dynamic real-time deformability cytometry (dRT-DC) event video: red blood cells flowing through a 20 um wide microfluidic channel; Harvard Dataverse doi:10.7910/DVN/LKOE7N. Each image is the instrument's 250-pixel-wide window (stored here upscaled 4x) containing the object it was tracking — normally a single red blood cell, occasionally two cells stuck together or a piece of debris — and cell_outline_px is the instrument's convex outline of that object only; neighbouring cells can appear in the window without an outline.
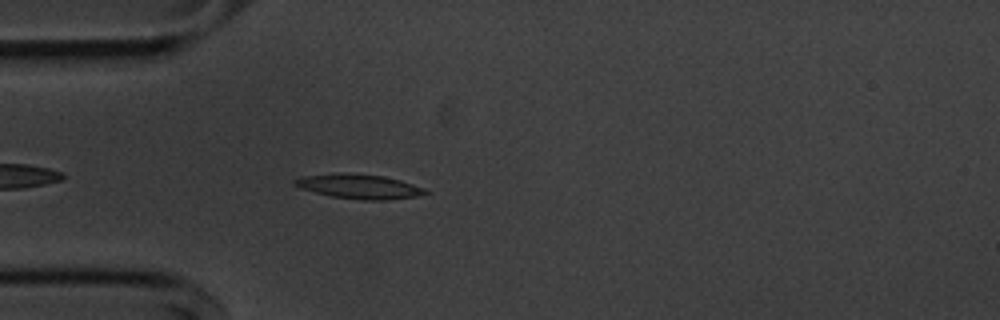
{"species": "common noctule bat (a hibernating species)", "species_latin": "Nyctalus noctula", "temperature_condition": "cold", "stored_images_in_passage": 44, "camera_frame_rate_fps": 3000, "um_per_image_px": 0.085, "animal": {"sex": "male", "body_mass_g": 20.1, "forearm_length_mm": 53.5}, "frame": {"image": 1, "passage_image": 5, "time_ms": 1.333, "image_size_px": [1000, 320], "cell_outline_px": [[432, 192], [420, 196], [384, 200], [364, 200], [332, 196], [300, 188], [292, 184], [292, 180], [304, 176], [340, 172], [344, 172], [384, 176], [400, 180], [424, 188]], "centroid_in_image_um": [30.55, 15.84], "position_along_channel_um": 54.5, "area_um2": 18.73}}
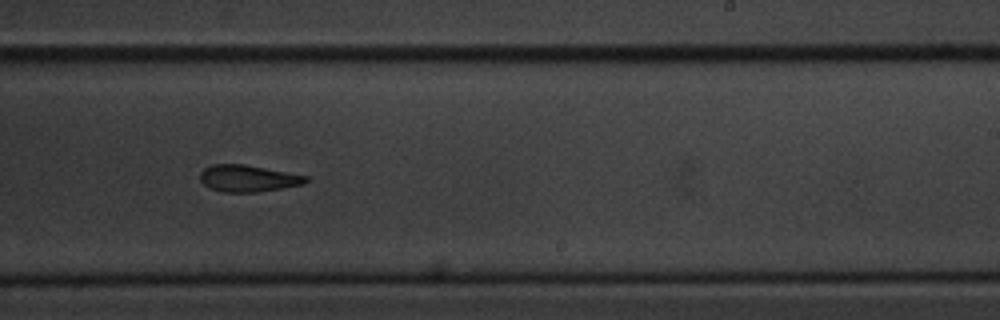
{"frame": {"image": 2, "passage_image": 23, "time_ms": 7.333, "image_size_px": [1000, 320], "cell_outline_px": [[308, 180], [304, 184], [256, 192], [224, 192], [212, 188], [204, 184], [200, 180], [200, 172], [204, 168], [212, 164], [244, 164], [308, 176]], "centroid_in_image_um": [21.07, 15.15], "position_along_channel_um": 267.9, "area_um2": 16.3}}
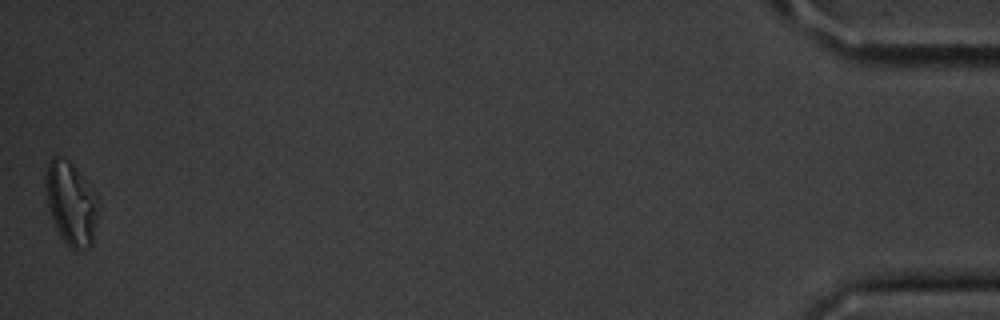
{"frame": {"image": 3, "passage_image": 44, "time_ms": 14.333, "image_size_px": [1000, 320], "cell_outline_px": [[100, 204], [92, 244], [88, 248], [80, 252], [76, 252], [60, 236], [52, 216], [48, 204], [44, 180], [44, 176], [48, 160], [52, 156], [56, 156], [68, 160], [72, 164], [100, 200]], "centroid_in_image_um": [6.05, 17.3], "position_along_channel_um": 429.1, "area_um2": 25.55}, "authors_computed_cell_mechanics": {"area_um2": 17.7735, "velocity_mm_per_s": 3.6425, "shape_relaxation_time_tau1_ms": 7.4641, "shape_relaxation_time_tau2_ms": 7.5789, "deformation_change_tau1": 0.1776, "deformation_change_tau2": 0.1836}}